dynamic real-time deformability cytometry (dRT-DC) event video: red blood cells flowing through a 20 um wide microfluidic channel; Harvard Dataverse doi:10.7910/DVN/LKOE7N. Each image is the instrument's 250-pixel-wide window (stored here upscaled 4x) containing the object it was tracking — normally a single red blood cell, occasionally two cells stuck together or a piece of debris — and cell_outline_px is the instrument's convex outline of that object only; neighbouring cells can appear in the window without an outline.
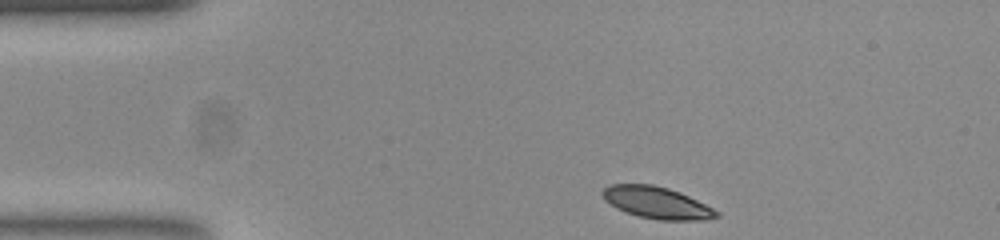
{"species": "common noctule bat (a hibernating species)", "species_latin": "Nyctalus noctula", "temperature_condition": "room temperature", "stored_images_in_passage": 37, "camera_frame_rate_fps": 3000, "um_per_image_px": 0.085, "animal": {"sex": "female", "body_mass_g": 23.0, "forearm_length_mm": 53.4}, "frame": {"image": 1, "passage_image": 1, "time_ms": 0.0, "image_size_px": [1000, 240], "cell_outline_px": [[720, 216], [704, 220], [660, 220], [640, 216], [628, 212], [604, 200], [604, 188], [612, 184], [652, 184], [668, 188], [680, 192], [720, 212]], "centroid_in_image_um": [55.88, 17.23], "position_along_channel_um": 29.1, "area_um2": 20.63}}
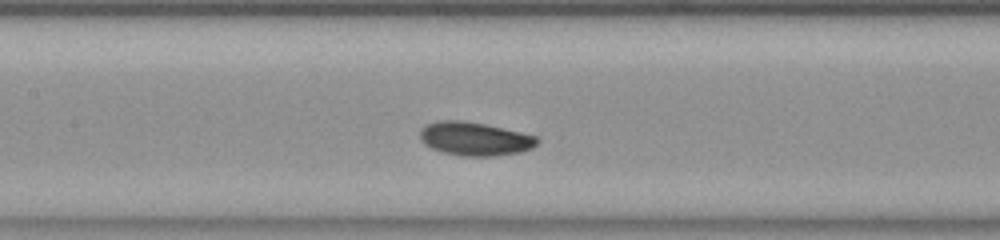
{"frame": {"image": 2, "passage_image": 16, "time_ms": 5.0, "image_size_px": [1000, 240], "cell_outline_px": [[540, 140], [532, 148], [520, 152], [496, 156], [464, 156], [444, 152], [432, 148], [424, 144], [420, 140], [420, 132], [424, 124], [436, 120], [464, 120], [484, 124], [520, 132], [536, 136]], "centroid_in_image_um": [40.33, 11.79], "position_along_channel_um": 167.1, "area_um2": 22.95}}
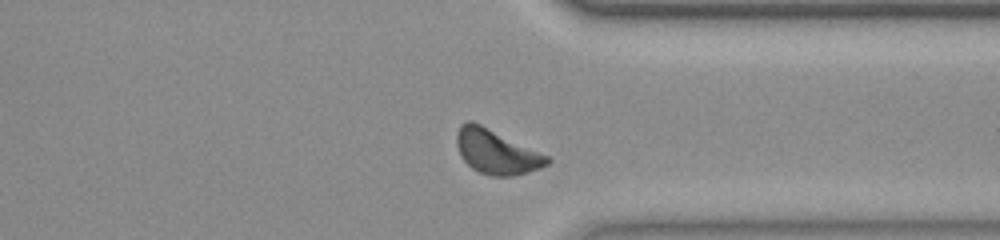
{"frame": {"image": 3, "passage_image": 32, "time_ms": 10.333, "image_size_px": [1000, 240], "cell_outline_px": [[552, 160], [548, 164], [540, 168], [508, 176], [492, 176], [480, 172], [472, 168], [460, 156], [456, 144], [456, 132], [460, 124], [468, 120], [472, 120], [548, 156]], "centroid_in_image_um": [42.14, 12.88], "position_along_channel_um": 369.3, "area_um2": 23.12}, "authors_computed_cell_mechanics": {"area_um2": 21.8484, "velocity_mm_per_s": 3.8353, "shape_relaxation_time_tau1_ms": 3.8218, "shape_relaxation_time_tau2_ms": null, "deformation_change_tau1": 0.1423, "deformation_change_tau2": null}}